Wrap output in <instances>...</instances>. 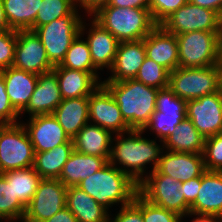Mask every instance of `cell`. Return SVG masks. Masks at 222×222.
I'll return each mask as SVG.
<instances>
[{
	"instance_id": "484cf974",
	"label": "cell",
	"mask_w": 222,
	"mask_h": 222,
	"mask_svg": "<svg viewBox=\"0 0 222 222\" xmlns=\"http://www.w3.org/2000/svg\"><path fill=\"white\" fill-rule=\"evenodd\" d=\"M113 134L104 128L87 123L72 139L74 150L92 156L110 158Z\"/></svg>"
},
{
	"instance_id": "7bdbcfd3",
	"label": "cell",
	"mask_w": 222,
	"mask_h": 222,
	"mask_svg": "<svg viewBox=\"0 0 222 222\" xmlns=\"http://www.w3.org/2000/svg\"><path fill=\"white\" fill-rule=\"evenodd\" d=\"M201 186V177H196L193 179H189L187 181L181 182L180 189L182 191V194L185 196V201L191 206L197 196L198 191Z\"/></svg>"
},
{
	"instance_id": "4fadbf2b",
	"label": "cell",
	"mask_w": 222,
	"mask_h": 222,
	"mask_svg": "<svg viewBox=\"0 0 222 222\" xmlns=\"http://www.w3.org/2000/svg\"><path fill=\"white\" fill-rule=\"evenodd\" d=\"M13 67L37 75L53 70L54 65L35 31H17Z\"/></svg>"
},
{
	"instance_id": "f907efd6",
	"label": "cell",
	"mask_w": 222,
	"mask_h": 222,
	"mask_svg": "<svg viewBox=\"0 0 222 222\" xmlns=\"http://www.w3.org/2000/svg\"><path fill=\"white\" fill-rule=\"evenodd\" d=\"M219 67L222 69V34L220 36Z\"/></svg>"
},
{
	"instance_id": "74e56055",
	"label": "cell",
	"mask_w": 222,
	"mask_h": 222,
	"mask_svg": "<svg viewBox=\"0 0 222 222\" xmlns=\"http://www.w3.org/2000/svg\"><path fill=\"white\" fill-rule=\"evenodd\" d=\"M188 0H150L149 11L156 25H161L176 10L185 5Z\"/></svg>"
},
{
	"instance_id": "30bf717a",
	"label": "cell",
	"mask_w": 222,
	"mask_h": 222,
	"mask_svg": "<svg viewBox=\"0 0 222 222\" xmlns=\"http://www.w3.org/2000/svg\"><path fill=\"white\" fill-rule=\"evenodd\" d=\"M187 101L180 99L168 87L159 89L156 96V111L151 115L146 129L164 142L176 127L187 117Z\"/></svg>"
},
{
	"instance_id": "b9f144b4",
	"label": "cell",
	"mask_w": 222,
	"mask_h": 222,
	"mask_svg": "<svg viewBox=\"0 0 222 222\" xmlns=\"http://www.w3.org/2000/svg\"><path fill=\"white\" fill-rule=\"evenodd\" d=\"M20 114L11 105L10 99L6 93L5 82L0 73V124H16Z\"/></svg>"
},
{
	"instance_id": "60d3db41",
	"label": "cell",
	"mask_w": 222,
	"mask_h": 222,
	"mask_svg": "<svg viewBox=\"0 0 222 222\" xmlns=\"http://www.w3.org/2000/svg\"><path fill=\"white\" fill-rule=\"evenodd\" d=\"M108 219V222H144L142 216V195L138 192L134 200L120 208L113 220Z\"/></svg>"
},
{
	"instance_id": "1f68e13d",
	"label": "cell",
	"mask_w": 222,
	"mask_h": 222,
	"mask_svg": "<svg viewBox=\"0 0 222 222\" xmlns=\"http://www.w3.org/2000/svg\"><path fill=\"white\" fill-rule=\"evenodd\" d=\"M84 23L86 22H82L80 33L73 40L64 59L58 66L91 73L100 82L101 80L97 73L98 69L94 66L91 59L88 42L86 39H81L83 37L82 35H84V30L87 29Z\"/></svg>"
},
{
	"instance_id": "4dcf8cb0",
	"label": "cell",
	"mask_w": 222,
	"mask_h": 222,
	"mask_svg": "<svg viewBox=\"0 0 222 222\" xmlns=\"http://www.w3.org/2000/svg\"><path fill=\"white\" fill-rule=\"evenodd\" d=\"M11 30H32L42 0H2Z\"/></svg>"
},
{
	"instance_id": "9c48e42d",
	"label": "cell",
	"mask_w": 222,
	"mask_h": 222,
	"mask_svg": "<svg viewBox=\"0 0 222 222\" xmlns=\"http://www.w3.org/2000/svg\"><path fill=\"white\" fill-rule=\"evenodd\" d=\"M181 182L164 174H148L138 184V192L150 203L177 213L182 218L190 214V205L179 190Z\"/></svg>"
},
{
	"instance_id": "5bb4252c",
	"label": "cell",
	"mask_w": 222,
	"mask_h": 222,
	"mask_svg": "<svg viewBox=\"0 0 222 222\" xmlns=\"http://www.w3.org/2000/svg\"><path fill=\"white\" fill-rule=\"evenodd\" d=\"M88 110L89 123L110 131L113 136L131 131L114 97L103 84L89 96Z\"/></svg>"
},
{
	"instance_id": "ee69618b",
	"label": "cell",
	"mask_w": 222,
	"mask_h": 222,
	"mask_svg": "<svg viewBox=\"0 0 222 222\" xmlns=\"http://www.w3.org/2000/svg\"><path fill=\"white\" fill-rule=\"evenodd\" d=\"M110 0H75L76 8H84L88 15H95L102 7L107 6Z\"/></svg>"
},
{
	"instance_id": "e0dca14e",
	"label": "cell",
	"mask_w": 222,
	"mask_h": 222,
	"mask_svg": "<svg viewBox=\"0 0 222 222\" xmlns=\"http://www.w3.org/2000/svg\"><path fill=\"white\" fill-rule=\"evenodd\" d=\"M29 123H22L36 152L49 151L67 143L70 138L52 114L35 115Z\"/></svg>"
},
{
	"instance_id": "bcb514c9",
	"label": "cell",
	"mask_w": 222,
	"mask_h": 222,
	"mask_svg": "<svg viewBox=\"0 0 222 222\" xmlns=\"http://www.w3.org/2000/svg\"><path fill=\"white\" fill-rule=\"evenodd\" d=\"M190 3L215 11L222 18V0H188Z\"/></svg>"
},
{
	"instance_id": "c3c4849f",
	"label": "cell",
	"mask_w": 222,
	"mask_h": 222,
	"mask_svg": "<svg viewBox=\"0 0 222 222\" xmlns=\"http://www.w3.org/2000/svg\"><path fill=\"white\" fill-rule=\"evenodd\" d=\"M190 217L197 216L195 217L192 222H219L220 221V216L216 214H189Z\"/></svg>"
},
{
	"instance_id": "816d5d0a",
	"label": "cell",
	"mask_w": 222,
	"mask_h": 222,
	"mask_svg": "<svg viewBox=\"0 0 222 222\" xmlns=\"http://www.w3.org/2000/svg\"><path fill=\"white\" fill-rule=\"evenodd\" d=\"M220 91L222 94V69H220Z\"/></svg>"
},
{
	"instance_id": "d6986e66",
	"label": "cell",
	"mask_w": 222,
	"mask_h": 222,
	"mask_svg": "<svg viewBox=\"0 0 222 222\" xmlns=\"http://www.w3.org/2000/svg\"><path fill=\"white\" fill-rule=\"evenodd\" d=\"M146 57L144 39L137 41H122L119 43L114 64L110 71L112 75L103 82H117L134 79Z\"/></svg>"
},
{
	"instance_id": "ffe728a7",
	"label": "cell",
	"mask_w": 222,
	"mask_h": 222,
	"mask_svg": "<svg viewBox=\"0 0 222 222\" xmlns=\"http://www.w3.org/2000/svg\"><path fill=\"white\" fill-rule=\"evenodd\" d=\"M62 100L56 74L53 71L40 74L30 101L20 115L25 112L30 117L52 114Z\"/></svg>"
},
{
	"instance_id": "603a6c76",
	"label": "cell",
	"mask_w": 222,
	"mask_h": 222,
	"mask_svg": "<svg viewBox=\"0 0 222 222\" xmlns=\"http://www.w3.org/2000/svg\"><path fill=\"white\" fill-rule=\"evenodd\" d=\"M190 214H216L222 216V172L206 170Z\"/></svg>"
},
{
	"instance_id": "d6a6232c",
	"label": "cell",
	"mask_w": 222,
	"mask_h": 222,
	"mask_svg": "<svg viewBox=\"0 0 222 222\" xmlns=\"http://www.w3.org/2000/svg\"><path fill=\"white\" fill-rule=\"evenodd\" d=\"M1 175L11 183L14 196L27 207L43 179L34 169L27 167L1 173Z\"/></svg>"
},
{
	"instance_id": "cb8c5ba5",
	"label": "cell",
	"mask_w": 222,
	"mask_h": 222,
	"mask_svg": "<svg viewBox=\"0 0 222 222\" xmlns=\"http://www.w3.org/2000/svg\"><path fill=\"white\" fill-rule=\"evenodd\" d=\"M58 79L63 99L89 97L101 84L91 73L55 65L52 70Z\"/></svg>"
},
{
	"instance_id": "681fc988",
	"label": "cell",
	"mask_w": 222,
	"mask_h": 222,
	"mask_svg": "<svg viewBox=\"0 0 222 222\" xmlns=\"http://www.w3.org/2000/svg\"><path fill=\"white\" fill-rule=\"evenodd\" d=\"M11 30L5 16L2 0H0V31Z\"/></svg>"
},
{
	"instance_id": "7dc6e473",
	"label": "cell",
	"mask_w": 222,
	"mask_h": 222,
	"mask_svg": "<svg viewBox=\"0 0 222 222\" xmlns=\"http://www.w3.org/2000/svg\"><path fill=\"white\" fill-rule=\"evenodd\" d=\"M44 222H78V220L73 213L67 207H65Z\"/></svg>"
},
{
	"instance_id": "3957f363",
	"label": "cell",
	"mask_w": 222,
	"mask_h": 222,
	"mask_svg": "<svg viewBox=\"0 0 222 222\" xmlns=\"http://www.w3.org/2000/svg\"><path fill=\"white\" fill-rule=\"evenodd\" d=\"M88 195L109 211V207L131 203L138 193V184L117 166L109 162L78 185Z\"/></svg>"
},
{
	"instance_id": "e575fe53",
	"label": "cell",
	"mask_w": 222,
	"mask_h": 222,
	"mask_svg": "<svg viewBox=\"0 0 222 222\" xmlns=\"http://www.w3.org/2000/svg\"><path fill=\"white\" fill-rule=\"evenodd\" d=\"M75 8V0H42L34 22V31L55 19L69 15Z\"/></svg>"
},
{
	"instance_id": "4316f807",
	"label": "cell",
	"mask_w": 222,
	"mask_h": 222,
	"mask_svg": "<svg viewBox=\"0 0 222 222\" xmlns=\"http://www.w3.org/2000/svg\"><path fill=\"white\" fill-rule=\"evenodd\" d=\"M66 207L78 222H108L111 214L78 186H70L66 193Z\"/></svg>"
},
{
	"instance_id": "f5cc1de1",
	"label": "cell",
	"mask_w": 222,
	"mask_h": 222,
	"mask_svg": "<svg viewBox=\"0 0 222 222\" xmlns=\"http://www.w3.org/2000/svg\"><path fill=\"white\" fill-rule=\"evenodd\" d=\"M20 221H22V222H27L24 218L23 219H21Z\"/></svg>"
},
{
	"instance_id": "8fae6325",
	"label": "cell",
	"mask_w": 222,
	"mask_h": 222,
	"mask_svg": "<svg viewBox=\"0 0 222 222\" xmlns=\"http://www.w3.org/2000/svg\"><path fill=\"white\" fill-rule=\"evenodd\" d=\"M161 26L174 35L192 31H222V18L215 11L188 1L170 15Z\"/></svg>"
},
{
	"instance_id": "f1b7e54d",
	"label": "cell",
	"mask_w": 222,
	"mask_h": 222,
	"mask_svg": "<svg viewBox=\"0 0 222 222\" xmlns=\"http://www.w3.org/2000/svg\"><path fill=\"white\" fill-rule=\"evenodd\" d=\"M163 148L172 152H188L202 154L204 151L205 138L194 127L187 117L180 122L173 134L161 143Z\"/></svg>"
},
{
	"instance_id": "9a60e30c",
	"label": "cell",
	"mask_w": 222,
	"mask_h": 222,
	"mask_svg": "<svg viewBox=\"0 0 222 222\" xmlns=\"http://www.w3.org/2000/svg\"><path fill=\"white\" fill-rule=\"evenodd\" d=\"M187 118L204 137L222 133L221 91L187 100Z\"/></svg>"
},
{
	"instance_id": "83f0119b",
	"label": "cell",
	"mask_w": 222,
	"mask_h": 222,
	"mask_svg": "<svg viewBox=\"0 0 222 222\" xmlns=\"http://www.w3.org/2000/svg\"><path fill=\"white\" fill-rule=\"evenodd\" d=\"M107 163L105 158L73 150L58 179L66 187L77 186L82 180L103 168Z\"/></svg>"
},
{
	"instance_id": "f6af8a7d",
	"label": "cell",
	"mask_w": 222,
	"mask_h": 222,
	"mask_svg": "<svg viewBox=\"0 0 222 222\" xmlns=\"http://www.w3.org/2000/svg\"><path fill=\"white\" fill-rule=\"evenodd\" d=\"M149 1L150 0H110L107 6L149 9Z\"/></svg>"
},
{
	"instance_id": "7c38bea8",
	"label": "cell",
	"mask_w": 222,
	"mask_h": 222,
	"mask_svg": "<svg viewBox=\"0 0 222 222\" xmlns=\"http://www.w3.org/2000/svg\"><path fill=\"white\" fill-rule=\"evenodd\" d=\"M66 187L59 179L43 178L26 207L27 222H44L66 207Z\"/></svg>"
},
{
	"instance_id": "52a82bcc",
	"label": "cell",
	"mask_w": 222,
	"mask_h": 222,
	"mask_svg": "<svg viewBox=\"0 0 222 222\" xmlns=\"http://www.w3.org/2000/svg\"><path fill=\"white\" fill-rule=\"evenodd\" d=\"M34 147L21 122L0 126V174L33 167Z\"/></svg>"
},
{
	"instance_id": "f35d334b",
	"label": "cell",
	"mask_w": 222,
	"mask_h": 222,
	"mask_svg": "<svg viewBox=\"0 0 222 222\" xmlns=\"http://www.w3.org/2000/svg\"><path fill=\"white\" fill-rule=\"evenodd\" d=\"M142 216L144 222H181L177 213L154 205L142 196Z\"/></svg>"
},
{
	"instance_id": "44dd1931",
	"label": "cell",
	"mask_w": 222,
	"mask_h": 222,
	"mask_svg": "<svg viewBox=\"0 0 222 222\" xmlns=\"http://www.w3.org/2000/svg\"><path fill=\"white\" fill-rule=\"evenodd\" d=\"M92 20L88 37L85 38L89 45L92 62L98 70L105 67L110 70L120 42L93 17Z\"/></svg>"
},
{
	"instance_id": "d590c367",
	"label": "cell",
	"mask_w": 222,
	"mask_h": 222,
	"mask_svg": "<svg viewBox=\"0 0 222 222\" xmlns=\"http://www.w3.org/2000/svg\"><path fill=\"white\" fill-rule=\"evenodd\" d=\"M169 71L152 59L145 57L135 80L157 89L168 87Z\"/></svg>"
},
{
	"instance_id": "6da1fadb",
	"label": "cell",
	"mask_w": 222,
	"mask_h": 222,
	"mask_svg": "<svg viewBox=\"0 0 222 222\" xmlns=\"http://www.w3.org/2000/svg\"><path fill=\"white\" fill-rule=\"evenodd\" d=\"M143 133V130H131L127 133L116 134L112 138L108 160L115 167L117 163L122 165L117 168L128 174L137 184L146 177L145 165L152 163L151 172L154 171L161 158V153L164 151L163 145L157 144L153 139L144 138ZM125 134H128L127 137Z\"/></svg>"
},
{
	"instance_id": "2e32d148",
	"label": "cell",
	"mask_w": 222,
	"mask_h": 222,
	"mask_svg": "<svg viewBox=\"0 0 222 222\" xmlns=\"http://www.w3.org/2000/svg\"><path fill=\"white\" fill-rule=\"evenodd\" d=\"M165 153V154H163ZM157 168L149 174H164L184 182L201 177L206 171L203 154L163 151Z\"/></svg>"
},
{
	"instance_id": "d4e9b609",
	"label": "cell",
	"mask_w": 222,
	"mask_h": 222,
	"mask_svg": "<svg viewBox=\"0 0 222 222\" xmlns=\"http://www.w3.org/2000/svg\"><path fill=\"white\" fill-rule=\"evenodd\" d=\"M89 97L63 99L52 115L70 139L89 123Z\"/></svg>"
},
{
	"instance_id": "8992f818",
	"label": "cell",
	"mask_w": 222,
	"mask_h": 222,
	"mask_svg": "<svg viewBox=\"0 0 222 222\" xmlns=\"http://www.w3.org/2000/svg\"><path fill=\"white\" fill-rule=\"evenodd\" d=\"M168 88L180 99L191 100L220 91V67H178L169 73Z\"/></svg>"
},
{
	"instance_id": "f546056e",
	"label": "cell",
	"mask_w": 222,
	"mask_h": 222,
	"mask_svg": "<svg viewBox=\"0 0 222 222\" xmlns=\"http://www.w3.org/2000/svg\"><path fill=\"white\" fill-rule=\"evenodd\" d=\"M73 150V141L70 139L52 150L36 152L33 167L42 178L58 179Z\"/></svg>"
},
{
	"instance_id": "277c9868",
	"label": "cell",
	"mask_w": 222,
	"mask_h": 222,
	"mask_svg": "<svg viewBox=\"0 0 222 222\" xmlns=\"http://www.w3.org/2000/svg\"><path fill=\"white\" fill-rule=\"evenodd\" d=\"M93 16L119 42L142 40L157 26L145 8L104 6Z\"/></svg>"
},
{
	"instance_id": "7402d4cb",
	"label": "cell",
	"mask_w": 222,
	"mask_h": 222,
	"mask_svg": "<svg viewBox=\"0 0 222 222\" xmlns=\"http://www.w3.org/2000/svg\"><path fill=\"white\" fill-rule=\"evenodd\" d=\"M0 73L3 76L11 105L20 114L30 101L37 84L38 75L13 66L1 70Z\"/></svg>"
},
{
	"instance_id": "5b68a950",
	"label": "cell",
	"mask_w": 222,
	"mask_h": 222,
	"mask_svg": "<svg viewBox=\"0 0 222 222\" xmlns=\"http://www.w3.org/2000/svg\"><path fill=\"white\" fill-rule=\"evenodd\" d=\"M222 31H192L176 35L179 67L202 68L219 64Z\"/></svg>"
},
{
	"instance_id": "8d00e7d4",
	"label": "cell",
	"mask_w": 222,
	"mask_h": 222,
	"mask_svg": "<svg viewBox=\"0 0 222 222\" xmlns=\"http://www.w3.org/2000/svg\"><path fill=\"white\" fill-rule=\"evenodd\" d=\"M202 154L206 170L222 172V133L205 138Z\"/></svg>"
},
{
	"instance_id": "ba28073f",
	"label": "cell",
	"mask_w": 222,
	"mask_h": 222,
	"mask_svg": "<svg viewBox=\"0 0 222 222\" xmlns=\"http://www.w3.org/2000/svg\"><path fill=\"white\" fill-rule=\"evenodd\" d=\"M77 10L75 8L69 15L55 19L35 30L48 59L54 66L62 62L73 40L80 33L83 20Z\"/></svg>"
},
{
	"instance_id": "ab89813d",
	"label": "cell",
	"mask_w": 222,
	"mask_h": 222,
	"mask_svg": "<svg viewBox=\"0 0 222 222\" xmlns=\"http://www.w3.org/2000/svg\"><path fill=\"white\" fill-rule=\"evenodd\" d=\"M17 31H0V71L13 66Z\"/></svg>"
},
{
	"instance_id": "836d02e7",
	"label": "cell",
	"mask_w": 222,
	"mask_h": 222,
	"mask_svg": "<svg viewBox=\"0 0 222 222\" xmlns=\"http://www.w3.org/2000/svg\"><path fill=\"white\" fill-rule=\"evenodd\" d=\"M25 212L26 207L14 196L11 183L0 174V220L20 221Z\"/></svg>"
},
{
	"instance_id": "7a4b0ae2",
	"label": "cell",
	"mask_w": 222,
	"mask_h": 222,
	"mask_svg": "<svg viewBox=\"0 0 222 222\" xmlns=\"http://www.w3.org/2000/svg\"><path fill=\"white\" fill-rule=\"evenodd\" d=\"M102 84L114 97L129 128L143 130L156 111V96L159 89L135 79L102 82Z\"/></svg>"
},
{
	"instance_id": "ac0fdd59",
	"label": "cell",
	"mask_w": 222,
	"mask_h": 222,
	"mask_svg": "<svg viewBox=\"0 0 222 222\" xmlns=\"http://www.w3.org/2000/svg\"><path fill=\"white\" fill-rule=\"evenodd\" d=\"M146 57L162 65L169 72L179 67V50L176 35L157 25L145 38Z\"/></svg>"
}]
</instances>
